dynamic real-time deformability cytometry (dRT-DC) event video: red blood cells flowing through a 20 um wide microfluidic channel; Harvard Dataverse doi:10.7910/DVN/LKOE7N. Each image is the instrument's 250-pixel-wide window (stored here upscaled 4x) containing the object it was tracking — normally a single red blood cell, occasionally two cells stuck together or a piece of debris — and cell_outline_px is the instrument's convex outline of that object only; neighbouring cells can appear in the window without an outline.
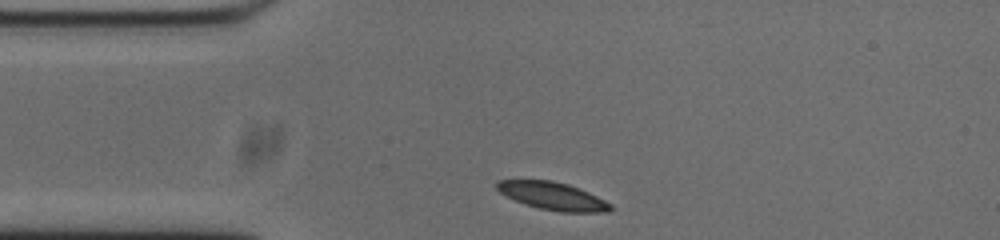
{"species": "common noctule bat (a hibernating species)", "species_latin": "Nyctalus noctula", "temperature_condition": "cold", "stored_images_in_passage": 33, "camera_frame_rate_fps": 3000, "um_per_image_px": 0.085, "animal": {"sex": "male", "body_mass_g": 20.0, "forearm_length_mm": 53.3}, "frame": {"image": 1, "passage_image": 1, "time_ms": 0.0, "image_size_px": [1000, 240], "cell_outline_px": [[616, 208], [608, 212], [560, 212], [540, 208], [524, 204], [500, 192], [496, 188], [496, 180], [552, 180], [568, 184], [588, 192], [612, 204]], "centroid_in_image_um": [47.02, 16.67], "position_along_channel_um": 38.0, "area_um2": 18.32}}
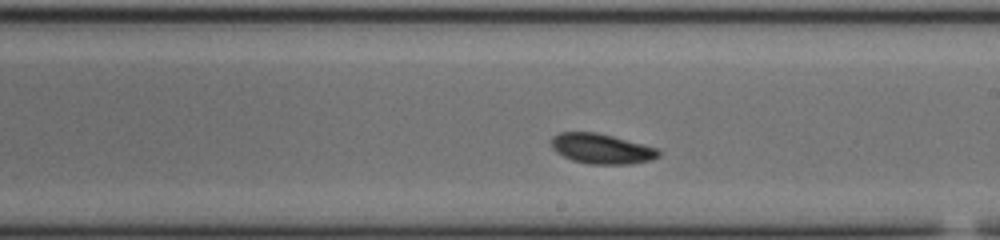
{"frame": {"image": 2, "passage_image": 19, "time_ms": 6.0, "image_size_px": [1000, 240], "cell_outline_px": [[660, 156], [652, 160], [632, 164], [588, 164], [572, 160], [556, 152], [552, 148], [552, 136], [560, 132], [596, 132], [660, 148]], "centroid_in_image_um": [51.17, 12.65], "position_along_channel_um": 237.8, "area_um2": 18.96}}
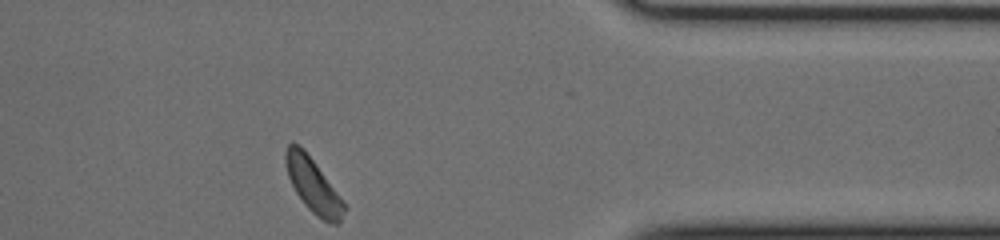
{"frame": {"image": 3, "passage_image": 33, "time_ms": 10.667, "image_size_px": [1000, 240], "cell_outline_px": [[348, 208], [340, 224], [332, 224], [316, 216], [304, 204], [296, 192], [288, 176], [284, 160], [284, 152], [288, 144], [292, 140], [300, 144], [304, 148]], "centroid_in_image_um": [26.6, 15.74], "position_along_channel_um": 384.8, "area_um2": 18.61}, "authors_computed_cell_mechanics": {"area_um2": 18.7272, "velocity_mm_per_s": 3.6773, "shape_relaxation_time_tau1_ms": 2.4309, "shape_relaxation_time_tau2_ms": null, "deformation_change_tau1": 0.1, "deformation_change_tau2": null}}